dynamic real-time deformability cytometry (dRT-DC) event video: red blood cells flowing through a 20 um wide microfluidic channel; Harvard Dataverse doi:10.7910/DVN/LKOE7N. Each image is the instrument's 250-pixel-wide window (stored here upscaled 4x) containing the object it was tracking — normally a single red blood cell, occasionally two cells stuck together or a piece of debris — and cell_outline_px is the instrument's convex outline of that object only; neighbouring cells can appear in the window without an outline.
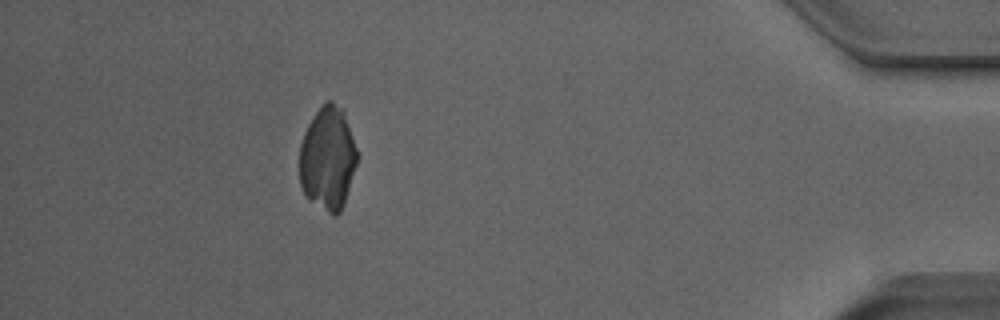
{"species": "Egyptian fruit bat (a non-hibernating species)", "species_latin": "Rousettus aegyptiacus", "temperature_condition": "room temperature", "stored_images_in_passage": 33, "camera_frame_rate_fps": 3000, "um_per_image_px": 0.085, "animal": {"sex": "male"}, "frame": {"image": 1, "passage_image": 32, "time_ms": 10.333, "image_size_px": [1000, 320], "cell_outline_px": [[356, 164], [344, 204], [340, 212], [336, 216], [332, 216], [308, 200], [300, 184], [300, 144], [304, 132], [308, 124], [320, 104], [324, 100], [332, 100], [344, 108], [356, 148]], "centroid_in_image_um": [27.85, 13.43], "position_along_channel_um": 407.4, "area_um2": 35.14}}